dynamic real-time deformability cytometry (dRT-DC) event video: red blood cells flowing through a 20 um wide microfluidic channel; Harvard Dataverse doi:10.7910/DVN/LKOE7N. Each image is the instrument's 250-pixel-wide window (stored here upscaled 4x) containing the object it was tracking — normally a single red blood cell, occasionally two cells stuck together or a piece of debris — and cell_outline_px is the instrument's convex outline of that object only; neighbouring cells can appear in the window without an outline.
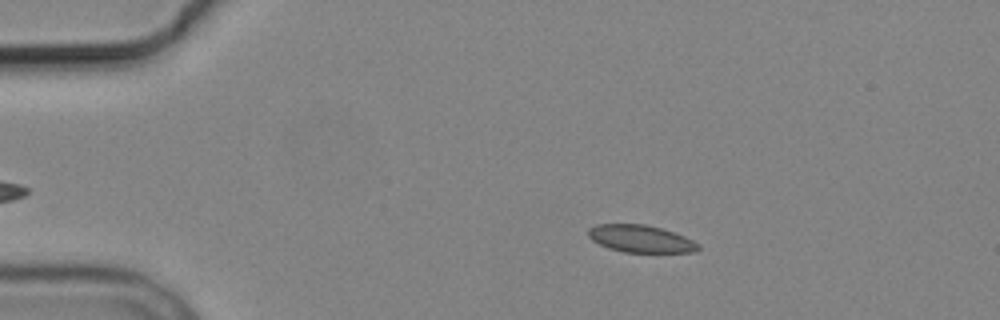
{"species": "common noctule bat (a hibernating species)", "species_latin": "Nyctalus noctula", "temperature_condition": "cold", "stored_images_in_passage": 6, "camera_frame_rate_fps": 3000, "um_per_image_px": 0.085, "animal": {"sex": "male", "body_mass_g": 19.2, "forearm_length_mm": 51.8}, "frame": {"image": 1, "passage_image": 4, "time_ms": 3.333, "image_size_px": [1000, 320], "cell_outline_px": [[700, 248], [696, 252], [624, 252], [608, 248], [592, 240], [588, 236], [588, 228], [596, 224], [644, 224], [660, 228], [684, 236], [700, 244]], "centroid_in_image_um": [54.45, 20.29], "position_along_channel_um": 30.6, "area_um2": 17.46}}
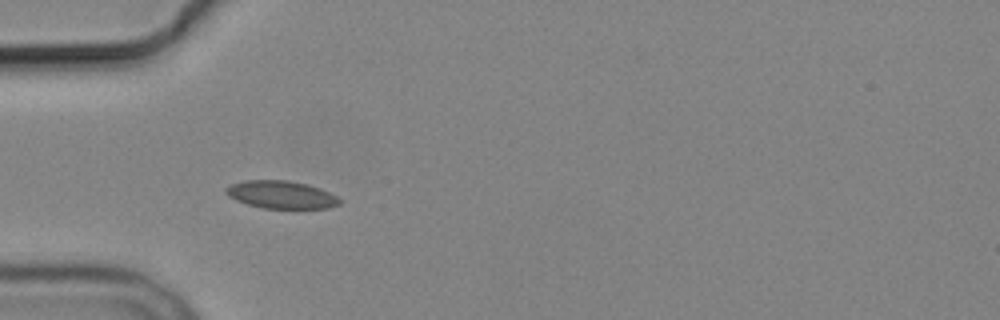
{"frame": {"image": 2, "passage_image": 6, "time_ms": 5.667, "image_size_px": [1000, 320], "cell_outline_px": [[340, 204], [328, 208], [264, 208], [248, 204], [236, 200], [228, 196], [224, 192], [224, 188], [232, 184], [244, 180], [288, 180], [308, 184], [320, 188], [336, 196], [340, 200]], "centroid_in_image_um": [23.88, 16.54], "position_along_channel_um": 61.1, "area_um2": 18.32}}